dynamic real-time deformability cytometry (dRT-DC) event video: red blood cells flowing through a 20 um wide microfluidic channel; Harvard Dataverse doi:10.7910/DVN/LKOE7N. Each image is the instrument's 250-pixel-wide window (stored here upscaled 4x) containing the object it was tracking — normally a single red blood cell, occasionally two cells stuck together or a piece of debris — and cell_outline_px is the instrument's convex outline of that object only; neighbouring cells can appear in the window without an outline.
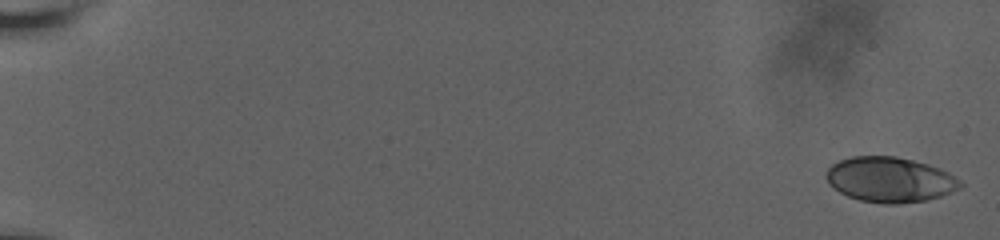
{"species": "human", "species_latin": "Homo sapiens", "temperature_condition": "room temperature", "stored_images_in_passage": 60, "camera_frame_rate_fps": 3000, "um_per_image_px": 0.085, "donor": {"sex": "male"}, "frame": {"image": 1, "passage_image": 1, "time_ms": 0.0, "image_size_px": [1000, 240], "cell_outline_px": [[964, 184], [960, 188], [952, 192], [940, 196], [924, 200], [896, 204], [884, 204], [860, 200], [848, 196], [840, 192], [828, 184], [824, 176], [828, 168], [832, 164], [840, 160], [852, 156], [896, 156], [928, 164], [940, 168], [956, 176]], "centroid_in_image_um": [75.64, 15.26], "position_along_channel_um": 9.4, "area_um2": 35.43}}
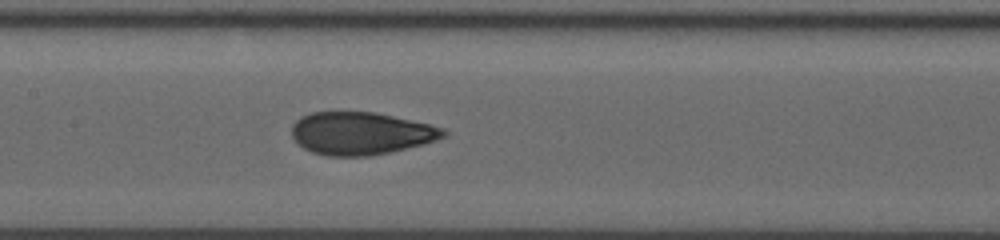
{"frame": {"image": 2, "passage_image": 32, "time_ms": 10.333, "image_size_px": [1000, 240], "cell_outline_px": [[448, 132], [444, 136], [436, 140], [424, 144], [388, 152], [368, 156], [324, 156], [312, 152], [304, 148], [292, 136], [292, 124], [300, 116], [312, 112], [376, 112], [428, 124], [444, 128]], "centroid_in_image_um": [30.65, 11.33], "position_along_channel_um": 176.7, "area_um2": 37.57}}
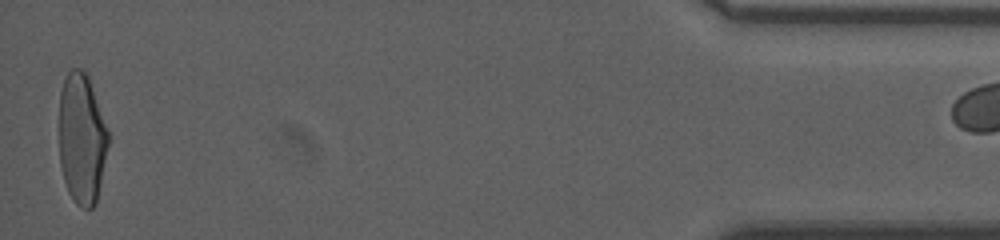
{"frame": {"image": 3, "passage_image": 59, "time_ms": 19.333, "image_size_px": [1000, 240], "cell_outline_px": [[108, 144], [96, 204], [92, 208], [80, 208], [72, 200], [68, 192], [64, 180], [60, 164], [60, 92], [64, 80], [68, 72], [72, 68], [80, 68], [88, 76], [108, 128]], "centroid_in_image_um": [6.95, 11.81], "position_along_channel_um": 428.2, "area_um2": 37.34}}